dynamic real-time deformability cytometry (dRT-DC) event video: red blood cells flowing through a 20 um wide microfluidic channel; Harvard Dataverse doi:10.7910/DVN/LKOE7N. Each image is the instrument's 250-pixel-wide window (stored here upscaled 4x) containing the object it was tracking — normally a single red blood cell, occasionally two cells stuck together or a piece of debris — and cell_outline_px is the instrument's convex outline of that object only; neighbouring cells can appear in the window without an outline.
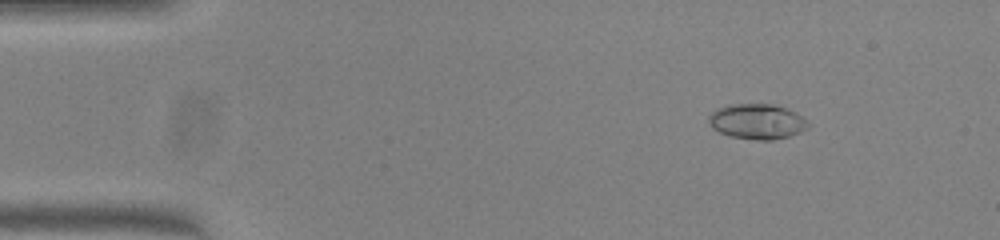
{"species": "common noctule bat (a hibernating species)", "species_latin": "Nyctalus noctula", "temperature_condition": "warm", "stored_images_in_passage": 47, "camera_frame_rate_fps": 3000, "um_per_image_px": 0.085, "animal": {"sex": "female", "body_mass_g": 23.0, "forearm_length_mm": 53.4}, "frame": {"image": 1, "passage_image": 3, "time_ms": 0.667, "image_size_px": [1000, 240], "cell_outline_px": [[808, 128], [800, 132], [788, 136], [772, 140], [756, 140], [728, 136], [712, 128], [708, 120], [708, 116], [716, 108], [732, 104], [772, 104], [796, 112], [808, 124]], "centroid_in_image_um": [64.31, 10.33], "position_along_channel_um": 20.7, "area_um2": 20.29}}
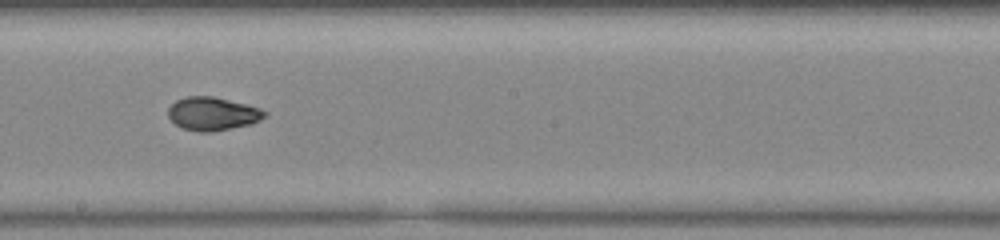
{"frame": {"image": 2, "passage_image": 25, "time_ms": 8.0, "image_size_px": [1000, 240], "cell_outline_px": [[268, 116], [252, 124], [212, 132], [196, 132], [184, 128], [176, 124], [168, 116], [168, 108], [176, 100], [184, 96], [212, 96], [260, 108], [268, 112]], "centroid_in_image_um": [18.09, 9.67], "position_along_channel_um": 230.1, "area_um2": 18.79}}
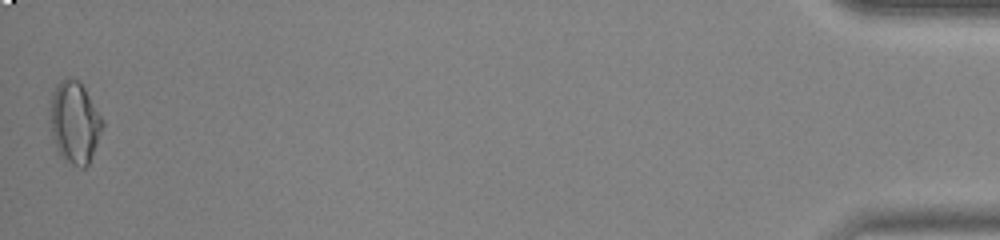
{"frame": {"image": 3, "passage_image": 47, "time_ms": 15.333, "image_size_px": [1000, 240], "cell_outline_px": [[104, 124], [88, 164], [84, 168], [80, 168], [72, 164], [60, 156], [56, 152], [52, 136], [52, 92], [56, 84], [60, 80], [68, 76], [80, 80], [104, 120]], "centroid_in_image_um": [6.36, 10.38], "position_along_channel_um": 428.8, "area_um2": 24.85}, "authors_computed_cell_mechanics": {"area_um2": 19.0162, "velocity_mm_per_s": 4.0393, "shape_relaxation_time_tau1_ms": 3.328, "shape_relaxation_time_tau2_ms": 1.8065, "deformation_change_tau1": 0.1689, "deformation_change_tau2": 0.0327}}